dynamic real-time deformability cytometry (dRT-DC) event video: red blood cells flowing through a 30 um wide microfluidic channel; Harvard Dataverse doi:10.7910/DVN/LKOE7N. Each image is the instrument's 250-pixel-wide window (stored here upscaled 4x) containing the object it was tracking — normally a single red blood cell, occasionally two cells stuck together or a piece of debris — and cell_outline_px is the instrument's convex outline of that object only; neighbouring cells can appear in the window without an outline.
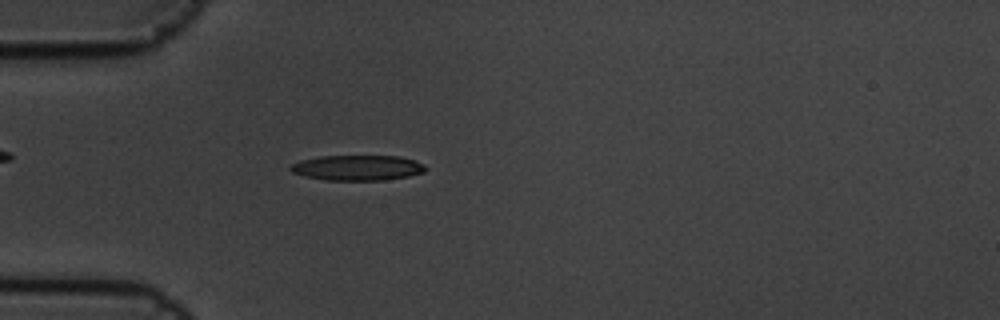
{"species": "common noctule bat (a hibernating species)", "species_latin": "Nyctalus noctula", "temperature_condition": "cold", "stored_images_in_passage": 5, "camera_frame_rate_fps": 3000, "um_per_image_px": 0.085, "animal": {"sex": "male", "body_mass_g": 19.5, "forearm_length_mm": 54.6}, "frame": {"image": 1, "passage_image": 5, "time_ms": 1.333, "image_size_px": [1000, 320], "cell_outline_px": [[428, 168], [424, 172], [408, 176], [384, 180], [324, 180], [304, 176], [292, 172], [288, 168], [292, 164], [300, 160], [320, 156], [396, 156], [412, 160], [424, 164]], "centroid_in_image_um": [30.36, 14.26], "position_along_channel_um": 54.6, "area_um2": 19.88}}